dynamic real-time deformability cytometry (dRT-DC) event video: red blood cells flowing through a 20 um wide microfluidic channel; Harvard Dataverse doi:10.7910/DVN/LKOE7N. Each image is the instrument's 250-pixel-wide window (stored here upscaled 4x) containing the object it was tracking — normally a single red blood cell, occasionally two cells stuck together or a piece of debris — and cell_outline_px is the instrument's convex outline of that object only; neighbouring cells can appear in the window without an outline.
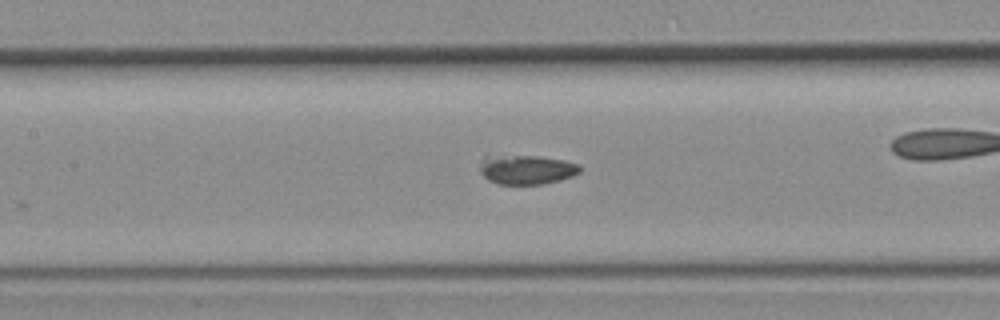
{"species": "common noctule bat (a hibernating species)", "species_latin": "Nyctalus noctula", "temperature_condition": "room temperature", "stored_images_in_passage": 34, "camera_frame_rate_fps": 3000, "um_per_image_px": 0.085, "animal": {"sex": "female", "body_mass_g": 19.3, "forearm_length_mm": 54.1}, "frame": {"image": 1, "passage_image": 19, "time_ms": 6.0, "image_size_px": [1000, 320], "cell_outline_px": [[580, 172], [572, 176], [560, 180], [544, 184], [496, 184], [488, 180], [480, 172], [480, 160], [484, 156], [536, 156], [564, 160], [580, 164]], "centroid_in_image_um": [44.74, 14.42], "position_along_channel_um": 162.7, "area_um2": 17.17}}
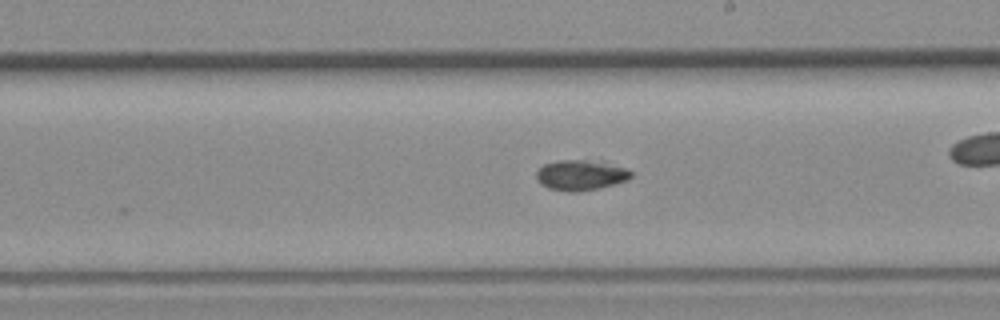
{"frame": {"image": 2, "passage_image": 24, "time_ms": 7.667, "image_size_px": [1000, 320], "cell_outline_px": [[632, 176], [628, 180], [600, 188], [580, 192], [568, 192], [548, 188], [540, 184], [536, 180], [536, 172], [544, 164], [560, 160], [600, 160], [624, 168], [632, 172]], "centroid_in_image_um": [49.36, 14.89], "position_along_channel_um": 239.6, "area_um2": 16.99}}